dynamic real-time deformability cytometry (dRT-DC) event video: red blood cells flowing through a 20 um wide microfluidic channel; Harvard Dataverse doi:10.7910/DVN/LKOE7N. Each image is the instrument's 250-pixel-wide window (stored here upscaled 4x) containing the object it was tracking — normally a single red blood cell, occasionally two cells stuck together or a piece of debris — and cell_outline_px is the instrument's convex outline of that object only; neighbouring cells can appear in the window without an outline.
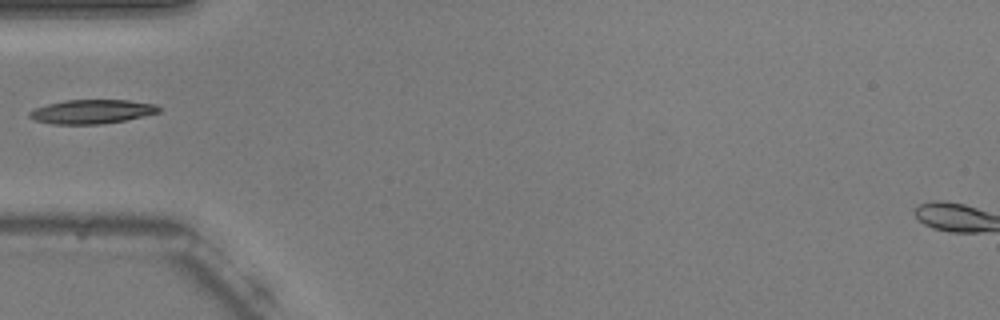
{"species": "common noctule bat (a hibernating species)", "species_latin": "Nyctalus noctula", "temperature_condition": "warm", "stored_images_in_passage": 37, "camera_frame_rate_fps": 3000, "um_per_image_px": 0.085, "animal": {"sex": "male", "body_mass_g": 20.5, "forearm_length_mm": 52.5}, "frame": {"image": 1, "passage_image": 1, "time_ms": 0.0, "image_size_px": [1000, 320], "cell_outline_px": [[160, 112], [128, 120], [100, 124], [52, 124], [36, 120], [28, 116], [28, 112], [36, 108], [48, 104], [64, 100], [128, 100], [156, 104], [160, 108]], "centroid_in_image_um": [7.83, 9.49], "position_along_channel_um": 77.2, "area_um2": 18.15}}
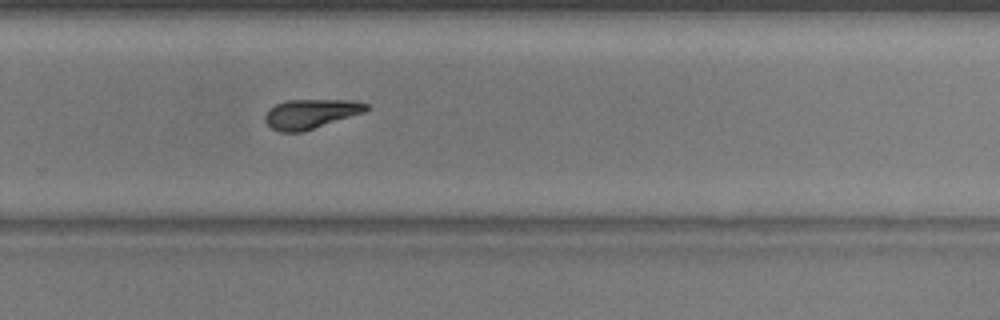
{"frame": {"image": 2, "passage_image": 19, "time_ms": 6.0, "image_size_px": [1000, 320], "cell_outline_px": [[368, 108], [364, 112], [304, 132], [280, 132], [272, 128], [264, 120], [264, 116], [268, 108], [284, 100], [352, 100], [368, 104]], "centroid_in_image_um": [26.38, 9.68], "position_along_channel_um": 303.4, "area_um2": 17.46}}
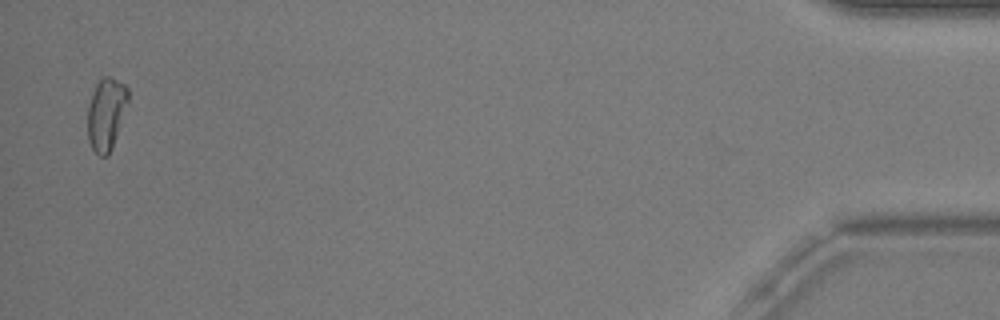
{"frame": {"image": 3, "passage_image": 36, "time_ms": 11.667, "image_size_px": [1000, 320], "cell_outline_px": [[128, 104], [112, 148], [108, 156], [100, 156], [92, 148], [88, 140], [88, 104], [92, 92], [96, 84], [104, 76], [112, 76], [124, 84], [128, 88]], "centroid_in_image_um": [9.03, 9.66], "position_along_channel_um": 426.2, "area_um2": 17.11}}